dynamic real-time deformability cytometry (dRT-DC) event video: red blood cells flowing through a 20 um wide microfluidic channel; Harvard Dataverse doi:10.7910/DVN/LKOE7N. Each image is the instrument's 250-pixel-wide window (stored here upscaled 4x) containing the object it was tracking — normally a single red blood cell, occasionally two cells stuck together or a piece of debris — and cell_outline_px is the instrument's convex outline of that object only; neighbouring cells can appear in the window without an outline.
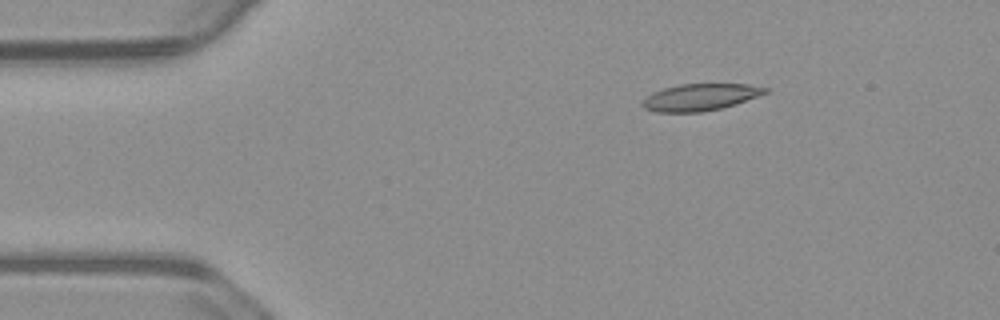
{"species": "common noctule bat (a hibernating species)", "species_latin": "Nyctalus noctula", "temperature_condition": "warm", "stored_images_in_passage": 48, "camera_frame_rate_fps": 3000, "um_per_image_px": 0.085, "animal": {"sex": "male", "body_mass_g": 23.1, "forearm_length_mm": 52.7}, "frame": {"image": 1, "passage_image": 1, "time_ms": 0.0, "image_size_px": [1000, 320], "cell_outline_px": [[768, 92], [736, 104], [720, 108], [700, 112], [656, 112], [644, 108], [640, 104], [652, 92], [664, 88], [680, 84], [748, 84], [768, 88]], "centroid_in_image_um": [59.51, 8.26], "position_along_channel_um": 25.5, "area_um2": 19.07}}
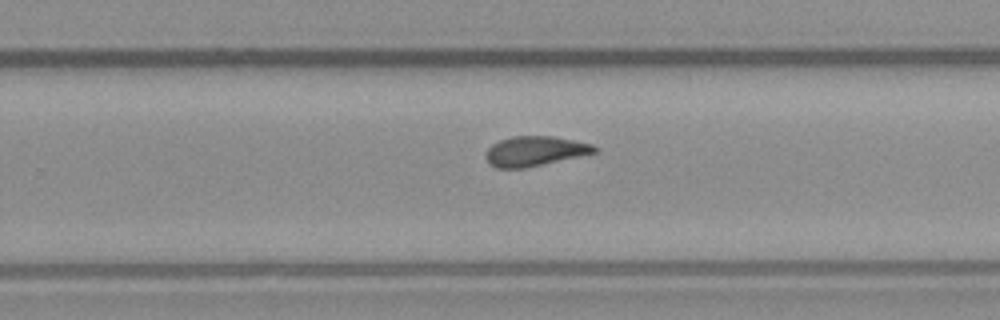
{"frame": {"image": 2, "passage_image": 27, "time_ms": 8.667, "image_size_px": [1000, 320], "cell_outline_px": [[596, 152], [580, 156], [528, 168], [496, 168], [488, 164], [484, 156], [488, 148], [492, 144], [500, 140], [512, 136], [556, 136], [592, 144], [596, 148]], "centroid_in_image_um": [45.42, 12.85], "position_along_channel_um": 284.4, "area_um2": 19.07}}
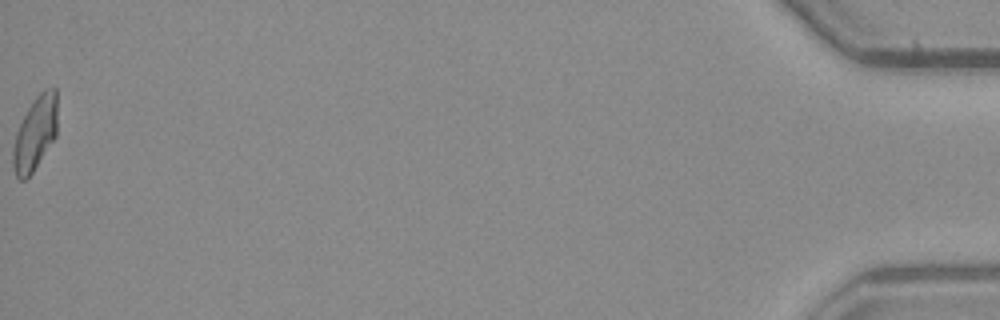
{"frame": {"image": 3, "passage_image": 48, "time_ms": 15.667, "image_size_px": [1000, 320], "cell_outline_px": [[56, 136], [32, 172], [24, 180], [20, 180], [16, 176], [12, 164], [12, 148], [16, 132], [28, 108], [36, 96], [44, 88], [56, 88]], "centroid_in_image_um": [2.97, 11.34], "position_along_channel_um": 432.2, "area_um2": 18.84}, "authors_computed_cell_mechanics": {"area_um2": 19.2474, "velocity_mm_per_s": 3.7082, "shape_relaxation_time_tau1_ms": null, "shape_relaxation_time_tau2_ms": 3.8564, "deformation_change_tau1": null, "deformation_change_tau2": 0.1129}}